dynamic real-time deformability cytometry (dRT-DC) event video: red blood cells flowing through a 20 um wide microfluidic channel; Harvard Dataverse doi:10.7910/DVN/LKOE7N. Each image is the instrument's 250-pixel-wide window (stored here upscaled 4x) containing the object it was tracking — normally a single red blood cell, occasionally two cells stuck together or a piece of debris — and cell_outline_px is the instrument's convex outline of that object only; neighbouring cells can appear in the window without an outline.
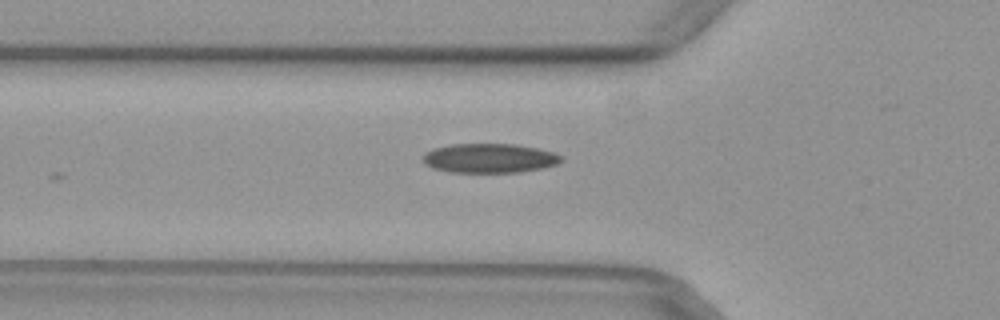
{"species": "common noctule bat (a hibernating species)", "species_latin": "Nyctalus noctula", "temperature_condition": "warm", "stored_images_in_passage": 10, "camera_frame_rate_fps": 3000, "um_per_image_px": 0.085, "animal": {"sex": "female", "body_mass_g": 29.2, "forearm_length_mm": 56.3}, "frame": {"image": 1, "passage_image": 5, "time_ms": 1.333, "image_size_px": [1000, 320], "cell_outline_px": [[564, 160], [560, 164], [520, 172], [448, 172], [432, 168], [424, 164], [424, 152], [432, 148], [452, 144], [516, 144], [536, 148], [552, 152], [560, 156]], "centroid_in_image_um": [41.58, 13.45], "position_along_channel_um": 84.2, "area_um2": 23.7}}